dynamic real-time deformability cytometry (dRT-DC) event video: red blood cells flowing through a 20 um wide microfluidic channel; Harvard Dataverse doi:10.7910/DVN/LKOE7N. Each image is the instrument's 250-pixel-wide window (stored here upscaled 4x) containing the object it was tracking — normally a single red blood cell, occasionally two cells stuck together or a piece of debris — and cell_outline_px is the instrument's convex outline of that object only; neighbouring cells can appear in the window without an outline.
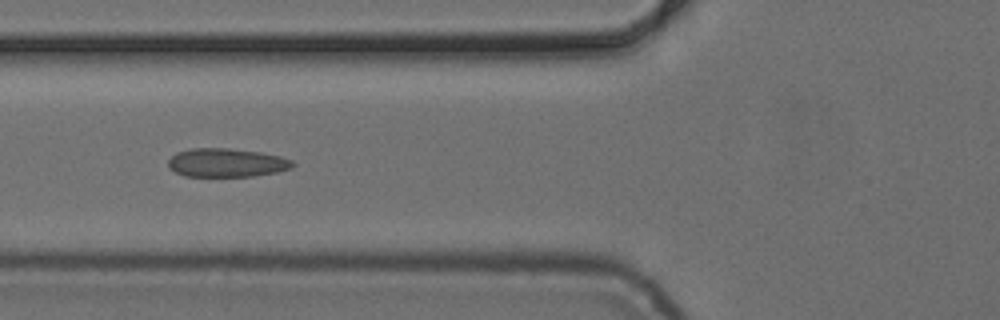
{"species": "common noctule bat (a hibernating species)", "species_latin": "Nyctalus noctula", "temperature_condition": "cold", "stored_images_in_passage": 6, "camera_frame_rate_fps": 3000, "um_per_image_px": 0.085, "animal": {"sex": "female", "body_mass_g": 24.6, "forearm_length_mm": 56.2}, "frame": {"image": 1, "passage_image": 5, "time_ms": 5.667, "image_size_px": [1000, 320], "cell_outline_px": [[296, 164], [292, 168], [276, 172], [252, 176], [184, 176], [168, 168], [168, 160], [176, 152], [192, 148], [228, 148], [260, 152], [280, 156], [292, 160]], "centroid_in_image_um": [19.25, 13.83], "position_along_channel_um": 106.5, "area_um2": 20.81}}
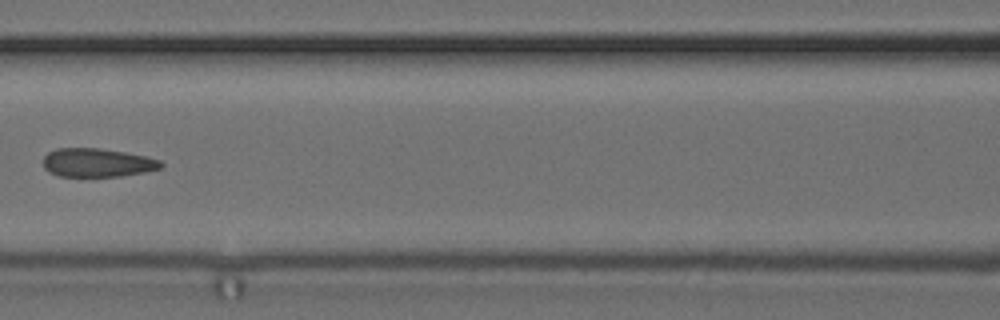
{"frame": {"image": 2, "passage_image": 6, "time_ms": 7.0, "image_size_px": [1000, 320], "cell_outline_px": [[164, 168], [144, 172], [120, 176], [60, 176], [48, 172], [44, 168], [44, 156], [48, 152], [56, 148], [100, 148], [148, 156], [160, 160], [164, 164]], "centroid_in_image_um": [8.3, 13.82], "position_along_channel_um": 158.3, "area_um2": 19.77}}